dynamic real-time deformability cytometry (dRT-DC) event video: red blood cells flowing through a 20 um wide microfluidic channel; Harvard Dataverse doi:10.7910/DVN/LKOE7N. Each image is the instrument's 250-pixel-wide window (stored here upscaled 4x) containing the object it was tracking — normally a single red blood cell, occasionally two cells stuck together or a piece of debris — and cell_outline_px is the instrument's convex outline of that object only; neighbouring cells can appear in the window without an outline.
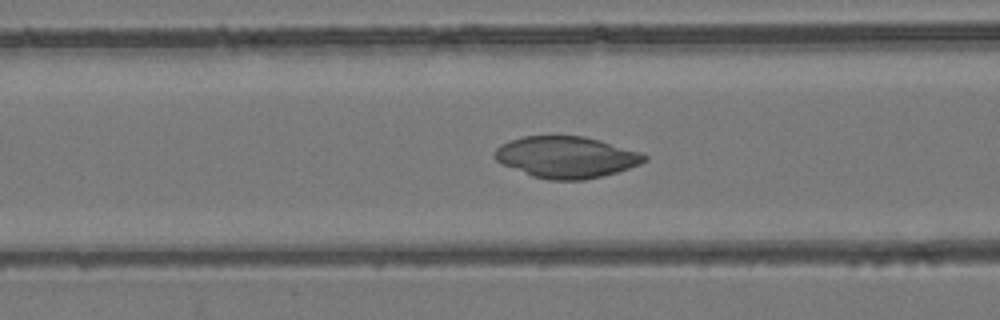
{"species": "common noctule bat (a hibernating species)", "species_latin": "Nyctalus noctula", "temperature_condition": "room temperature", "stored_images_in_passage": 54, "camera_frame_rate_fps": 3000, "um_per_image_px": 0.085, "animal": {"sex": "female", "body_mass_g": 24.6, "forearm_length_mm": 56.2}, "frame": {"image": 1, "passage_image": 22, "time_ms": 7.0, "image_size_px": [1000, 320], "cell_outline_px": [[648, 160], [640, 164], [616, 172], [584, 180], [548, 180], [532, 176], [500, 164], [492, 156], [492, 152], [500, 144], [524, 136], [584, 136], [600, 140], [644, 152], [648, 156]], "centroid_in_image_um": [48.13, 13.35], "position_along_channel_um": 118.5, "area_um2": 36.53}}
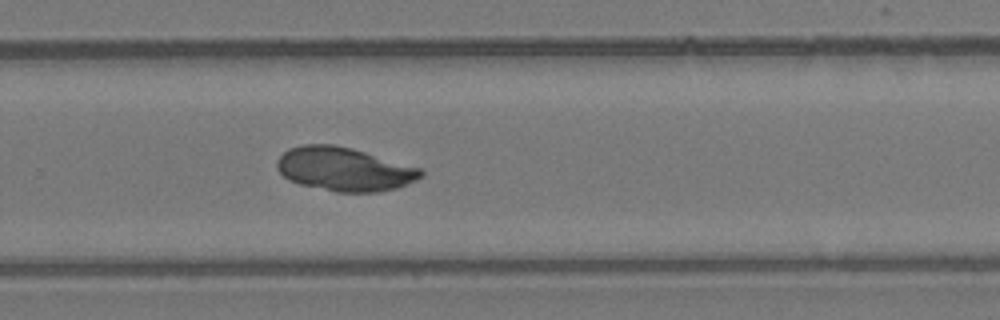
{"frame": {"image": 2, "passage_image": 36, "time_ms": 11.667, "image_size_px": [1000, 320], "cell_outline_px": [[424, 176], [416, 180], [396, 188], [380, 192], [336, 192], [300, 184], [288, 180], [276, 168], [276, 160], [288, 148], [304, 144], [332, 144], [352, 148], [420, 168], [424, 172]], "centroid_in_image_um": [29.24, 14.38], "position_along_channel_um": 300.6, "area_um2": 36.65}}
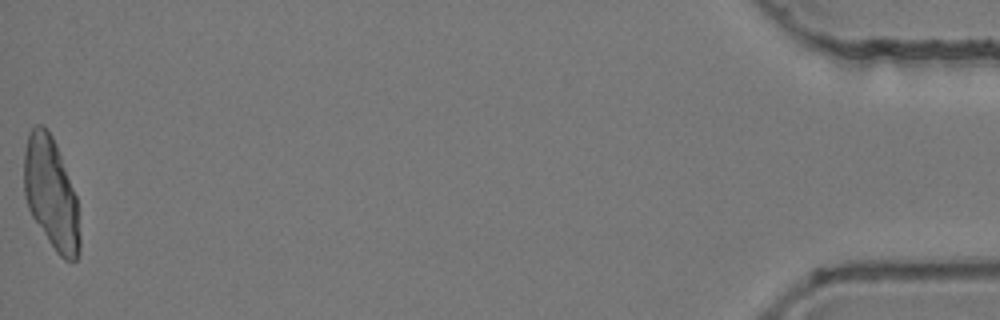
{"frame": {"image": 3, "passage_image": 54, "time_ms": 17.667, "image_size_px": [1000, 320], "cell_outline_px": [[80, 252], [76, 260], [64, 260], [56, 252], [32, 216], [28, 208], [24, 196], [24, 152], [28, 132], [36, 124], [44, 124], [52, 136], [56, 144], [76, 196], [80, 236]], "centroid_in_image_um": [4.33, 16.43], "position_along_channel_um": 430.9, "area_um2": 36.24}}